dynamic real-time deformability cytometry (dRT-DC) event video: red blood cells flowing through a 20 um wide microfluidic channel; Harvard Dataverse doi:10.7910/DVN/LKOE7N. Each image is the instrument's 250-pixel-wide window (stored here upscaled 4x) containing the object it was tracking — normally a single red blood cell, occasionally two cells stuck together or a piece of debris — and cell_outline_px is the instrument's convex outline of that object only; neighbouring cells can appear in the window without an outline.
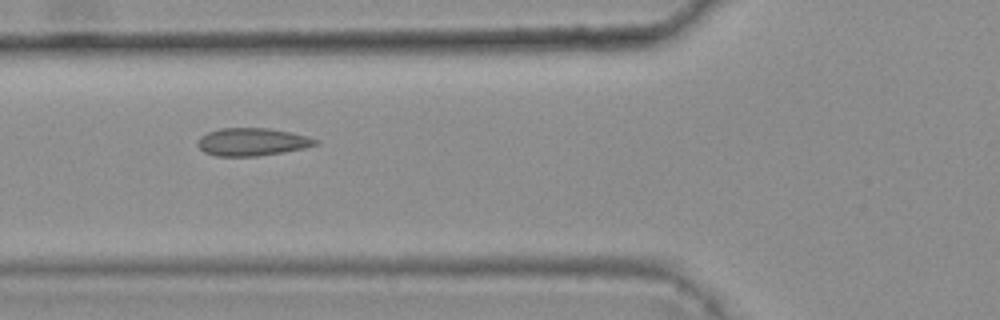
{"species": "common noctule bat (a hibernating species)", "species_latin": "Nyctalus noctula", "temperature_condition": "warm", "stored_images_in_passage": 3, "camera_frame_rate_fps": 3000, "um_per_image_px": 0.085, "animal": {"sex": "female", "body_mass_g": 25.1}, "frame": {"image": 1, "passage_image": 3, "time_ms": 0.667, "image_size_px": [1000, 320], "cell_outline_px": [[320, 140], [316, 144], [304, 148], [284, 152], [256, 156], [216, 156], [204, 152], [196, 144], [200, 136], [208, 132], [220, 128], [268, 128], [292, 132], [308, 136]], "centroid_in_image_um": [21.43, 12.05], "position_along_channel_um": 104.4, "area_um2": 19.13}}